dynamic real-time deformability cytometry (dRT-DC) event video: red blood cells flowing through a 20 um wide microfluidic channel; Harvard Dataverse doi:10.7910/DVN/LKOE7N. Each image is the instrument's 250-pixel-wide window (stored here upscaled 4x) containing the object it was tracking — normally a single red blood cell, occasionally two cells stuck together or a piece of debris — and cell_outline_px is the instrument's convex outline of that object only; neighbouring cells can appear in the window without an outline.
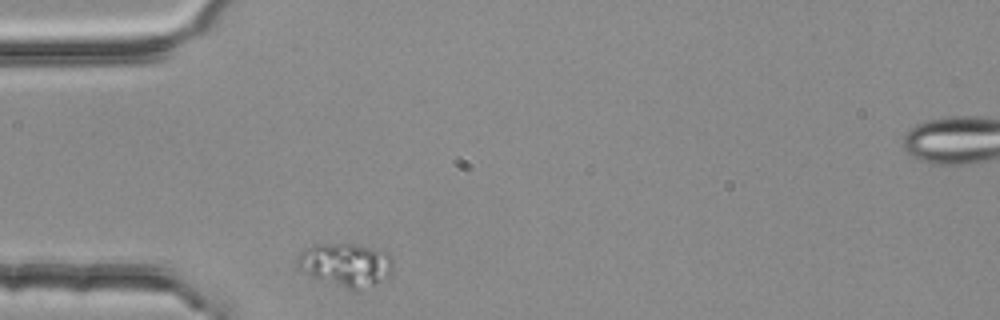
{"species": "common noctule bat (a hibernating species)", "species_latin": "Nyctalus noctula", "temperature_condition": "room temperature", "stored_images_in_passage": 31, "camera_frame_rate_fps": 3000, "um_per_image_px": 0.085, "animal": {"sex": "female", "body_mass_g": 25.1}, "frame": {"image": 1, "passage_image": 1, "time_ms": 0.0, "image_size_px": [1000, 320], "cell_outline_px": [[392, 268], [388, 276], [360, 292], [312, 276], [296, 268], [296, 256], [300, 252], [316, 244], [356, 244], [388, 252], [392, 260]], "centroid_in_image_um": [29.38, 22.49], "position_along_channel_um": 55.6, "area_um2": 23.99}}
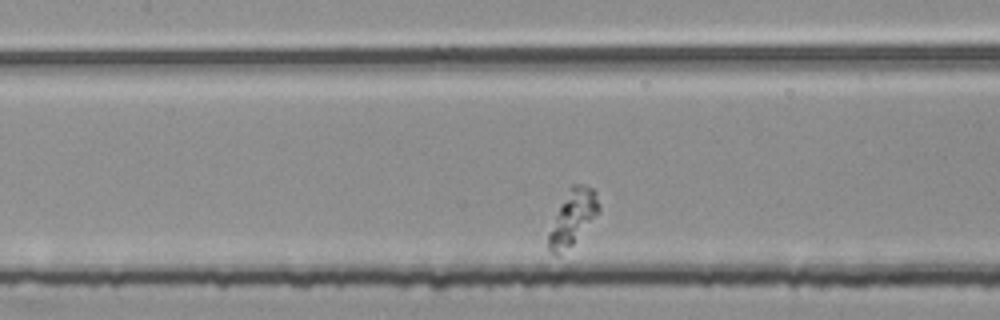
{"frame": {"image": 2, "passage_image": 11, "time_ms": 3.333, "image_size_px": [1000, 320], "cell_outline_px": [[600, 212], [572, 244], [560, 256], [556, 256], [548, 248], [548, 232], [560, 204], [572, 184], [584, 184], [592, 188], [596, 192], [600, 204]], "centroid_in_image_um": [48.69, 18.49], "position_along_channel_um": 158.7, "area_um2": 16.13}}
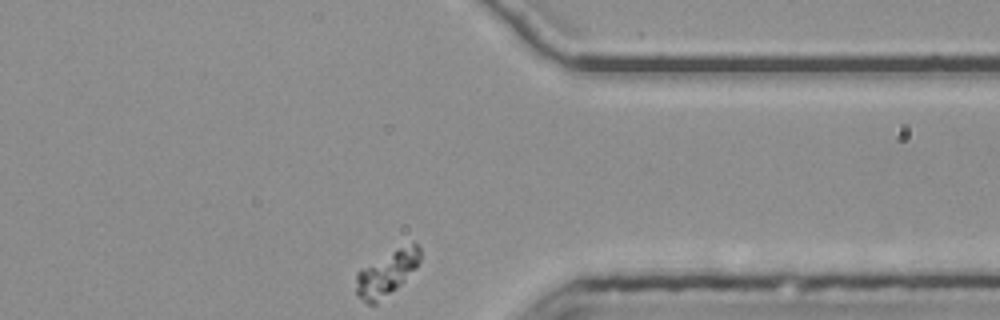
{"frame": {"image": 3, "passage_image": 31, "time_ms": 10.0, "image_size_px": [1000, 320], "cell_outline_px": [[420, 260], [416, 268], [396, 288], [376, 304], [368, 304], [356, 296], [356, 272], [360, 268], [400, 248], [412, 244], [416, 244], [420, 248]], "centroid_in_image_um": [32.83, 23.27], "position_along_channel_um": 378.6, "area_um2": 16.3}}